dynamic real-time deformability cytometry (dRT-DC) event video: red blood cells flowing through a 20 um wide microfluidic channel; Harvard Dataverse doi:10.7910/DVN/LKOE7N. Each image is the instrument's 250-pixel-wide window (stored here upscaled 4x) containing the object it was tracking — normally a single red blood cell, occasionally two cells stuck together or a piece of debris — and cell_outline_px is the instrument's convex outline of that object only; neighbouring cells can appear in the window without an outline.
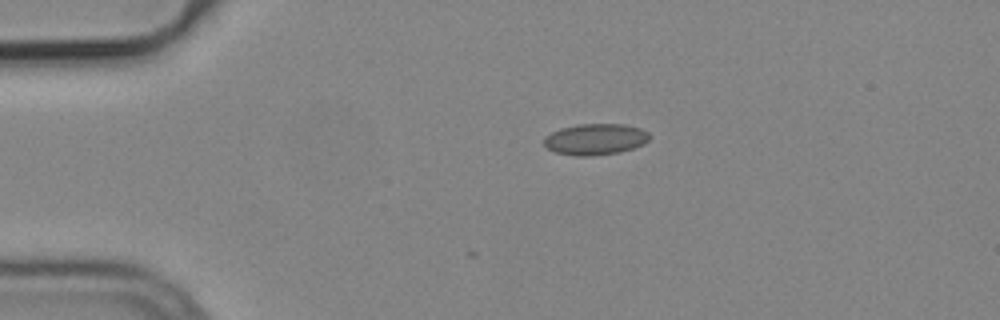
{"species": "common noctule bat (a hibernating species)", "species_latin": "Nyctalus noctula", "temperature_condition": "cold", "stored_images_in_passage": 6, "camera_frame_rate_fps": 3000, "um_per_image_px": 0.085, "animal": {"sex": "male", "body_mass_g": 19.2, "forearm_length_mm": 51.8}, "frame": {"image": 1, "passage_image": 1, "time_ms": 0.0, "image_size_px": [1000, 320], "cell_outline_px": [[652, 136], [644, 144], [620, 152], [592, 156], [572, 156], [556, 152], [548, 148], [544, 144], [544, 136], [560, 128], [576, 124], [624, 124], [640, 128], [648, 132]], "centroid_in_image_um": [50.61, 11.83], "position_along_channel_um": 34.4, "area_um2": 19.36}}